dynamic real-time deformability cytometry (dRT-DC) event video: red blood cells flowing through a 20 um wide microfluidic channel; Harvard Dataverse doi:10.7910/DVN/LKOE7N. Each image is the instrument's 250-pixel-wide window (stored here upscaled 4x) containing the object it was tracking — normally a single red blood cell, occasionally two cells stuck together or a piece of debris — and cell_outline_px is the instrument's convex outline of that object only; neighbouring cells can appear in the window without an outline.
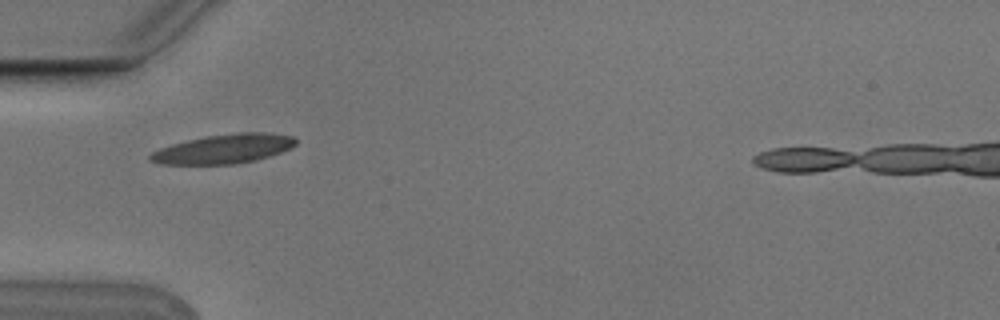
{"species": "Egyptian fruit bat (a non-hibernating species)", "species_latin": "Rousettus aegyptiacus", "temperature_condition": "cold", "stored_images_in_passage": 2, "camera_frame_rate_fps": 3000, "um_per_image_px": 0.085, "animal": {"sex": "male"}, "frame": {"image": 1, "passage_image": 1, "time_ms": 0.0, "image_size_px": [1000, 320], "cell_outline_px": [[296, 144], [280, 152], [268, 156], [252, 160], [232, 164], [160, 164], [148, 160], [148, 156], [152, 152], [160, 148], [172, 144], [204, 136], [240, 132], [260, 132], [292, 136], [296, 140]], "centroid_in_image_um": [18.95, 12.65], "position_along_channel_um": 66.0, "area_um2": 24.45}}